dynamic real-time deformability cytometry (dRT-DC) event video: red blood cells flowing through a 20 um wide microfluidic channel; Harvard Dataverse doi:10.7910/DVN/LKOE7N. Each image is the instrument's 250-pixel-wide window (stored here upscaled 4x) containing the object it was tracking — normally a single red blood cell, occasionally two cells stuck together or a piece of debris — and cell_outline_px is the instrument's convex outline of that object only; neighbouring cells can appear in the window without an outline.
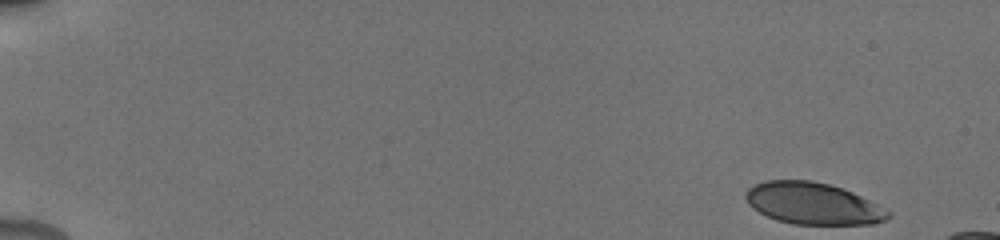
{"species": "human", "species_latin": "Homo sapiens", "temperature_condition": "cold", "stored_images_in_passage": 75, "camera_frame_rate_fps": 3000, "um_per_image_px": 0.085, "donor": {"sex": "male"}, "frame": {"image": 1, "passage_image": 1, "time_ms": 0.0, "image_size_px": [1000, 240], "cell_outline_px": [[892, 216], [884, 220], [872, 224], [792, 224], [776, 220], [752, 208], [748, 204], [744, 196], [748, 188], [756, 184], [768, 180], [812, 180], [828, 184], [852, 192], [892, 212]], "centroid_in_image_um": [69.08, 17.3], "position_along_channel_um": 15.9, "area_um2": 34.51}}
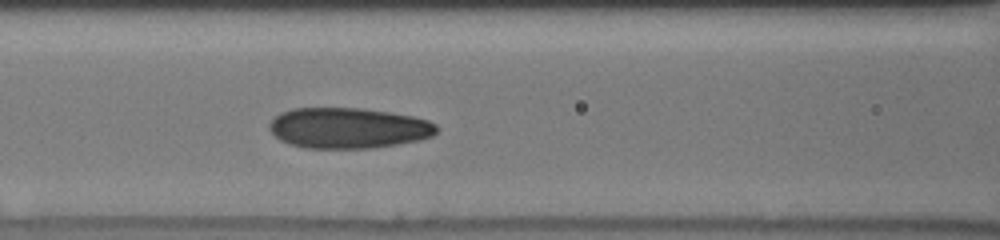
{"frame": {"image": 2, "passage_image": 29, "time_ms": 7.333, "image_size_px": [1000, 240], "cell_outline_px": [[440, 128], [432, 136], [416, 140], [376, 148], [308, 148], [288, 144], [280, 140], [268, 128], [268, 124], [280, 112], [292, 108], [364, 108], [412, 116], [428, 120], [436, 124]], "centroid_in_image_um": [29.59, 10.88], "position_along_channel_um": 137.0, "area_um2": 39.71}}
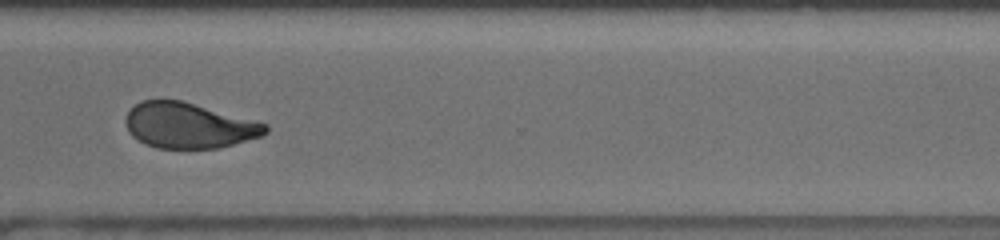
{"frame": {"image": 3, "passage_image": 59, "time_ms": 13.0, "image_size_px": [1000, 240], "cell_outline_px": [[268, 132], [260, 136], [232, 144], [216, 148], [156, 148], [144, 144], [132, 136], [124, 120], [128, 112], [140, 100], [180, 100], [268, 124]], "centroid_in_image_um": [16.01, 10.67], "position_along_channel_um": 354.6, "area_um2": 36.65}}